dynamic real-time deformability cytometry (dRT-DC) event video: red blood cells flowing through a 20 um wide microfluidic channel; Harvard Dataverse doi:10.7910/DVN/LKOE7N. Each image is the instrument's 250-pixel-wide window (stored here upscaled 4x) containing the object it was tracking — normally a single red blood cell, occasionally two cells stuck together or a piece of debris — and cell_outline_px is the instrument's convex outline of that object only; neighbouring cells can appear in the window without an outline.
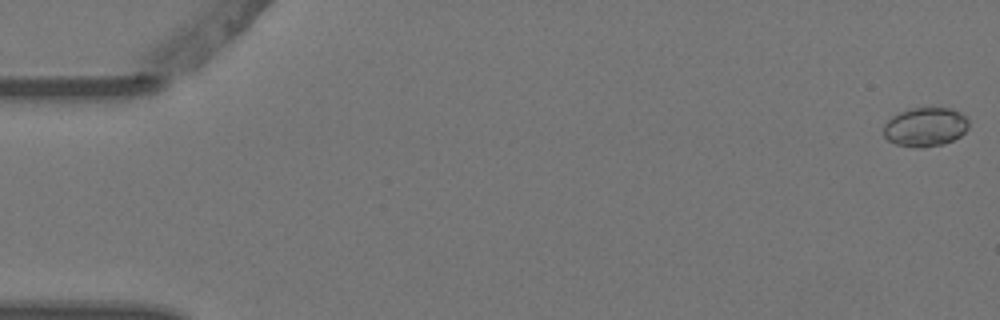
{"species": "Egyptian fruit bat (a non-hibernating species)", "species_latin": "Rousettus aegyptiacus", "temperature_condition": "warm", "stored_images_in_passage": 7, "camera_frame_rate_fps": 3000, "um_per_image_px": 0.085, "animal": {"sex": "female"}, "frame": {"image": 1, "passage_image": 1, "time_ms": 0.0, "image_size_px": [1000, 320], "cell_outline_px": [[968, 128], [960, 136], [944, 144], [924, 148], [920, 148], [896, 144], [888, 140], [884, 136], [884, 124], [892, 116], [900, 112], [912, 108], [952, 108], [968, 116]], "centroid_in_image_um": [78.67, 10.79], "position_along_channel_um": 6.3, "area_um2": 19.48}}
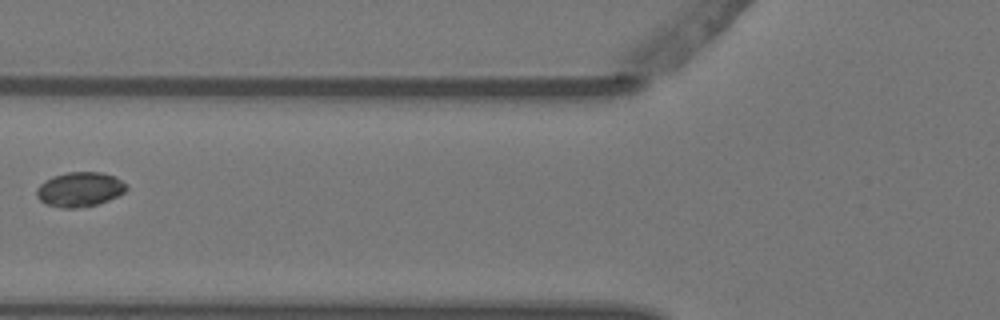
{"frame": {"image": 2, "passage_image": 6, "time_ms": 1.667, "image_size_px": [1000, 320], "cell_outline_px": [[128, 188], [124, 192], [108, 200], [96, 204], [76, 208], [60, 208], [44, 204], [36, 196], [36, 188], [40, 184], [52, 176], [68, 172], [100, 172], [116, 176], [128, 184]], "centroid_in_image_um": [6.77, 16.09], "position_along_channel_um": 119.0, "area_um2": 18.26}}
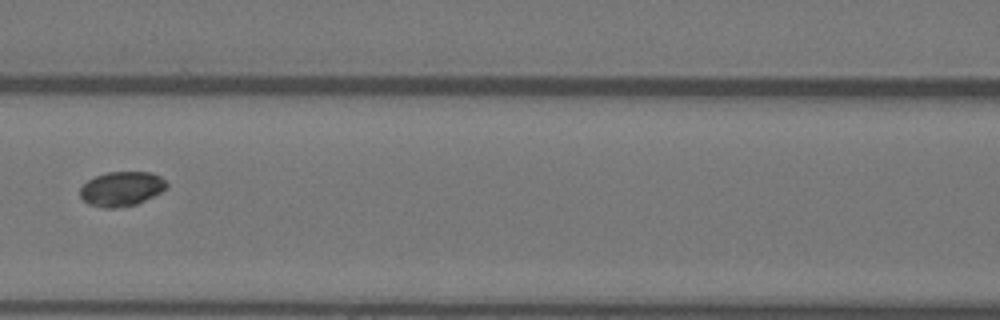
{"frame": {"image": 3, "passage_image": 7, "time_ms": 2.0, "image_size_px": [1000, 320], "cell_outline_px": [[168, 188], [136, 204], [112, 208], [104, 208], [88, 204], [80, 196], [80, 188], [88, 180], [96, 176], [108, 172], [152, 172], [160, 176], [168, 184]], "centroid_in_image_um": [10.33, 16.04], "position_along_channel_um": 156.3, "area_um2": 17.28}}